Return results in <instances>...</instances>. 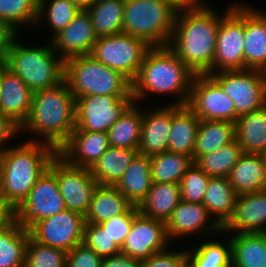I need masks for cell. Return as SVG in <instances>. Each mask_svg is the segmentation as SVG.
Segmentation results:
<instances>
[{
    "label": "cell",
    "mask_w": 266,
    "mask_h": 267,
    "mask_svg": "<svg viewBox=\"0 0 266 267\" xmlns=\"http://www.w3.org/2000/svg\"><path fill=\"white\" fill-rule=\"evenodd\" d=\"M220 21L208 5L177 11L167 46L194 74H207L213 67Z\"/></svg>",
    "instance_id": "cell-1"
},
{
    "label": "cell",
    "mask_w": 266,
    "mask_h": 267,
    "mask_svg": "<svg viewBox=\"0 0 266 267\" xmlns=\"http://www.w3.org/2000/svg\"><path fill=\"white\" fill-rule=\"evenodd\" d=\"M75 113L76 98L63 81L56 87L33 93L30 113L20 127V133L27 131L41 136L39 142L42 139L41 142L58 151L70 139L76 127Z\"/></svg>",
    "instance_id": "cell-2"
},
{
    "label": "cell",
    "mask_w": 266,
    "mask_h": 267,
    "mask_svg": "<svg viewBox=\"0 0 266 267\" xmlns=\"http://www.w3.org/2000/svg\"><path fill=\"white\" fill-rule=\"evenodd\" d=\"M195 74L168 47H151L136 78L132 81L134 102L140 103L149 93L173 94L179 98L169 105H187Z\"/></svg>",
    "instance_id": "cell-3"
},
{
    "label": "cell",
    "mask_w": 266,
    "mask_h": 267,
    "mask_svg": "<svg viewBox=\"0 0 266 267\" xmlns=\"http://www.w3.org/2000/svg\"><path fill=\"white\" fill-rule=\"evenodd\" d=\"M27 140L2 151L0 189L16 210L27 198L38 178L48 169L58 151L38 139Z\"/></svg>",
    "instance_id": "cell-4"
},
{
    "label": "cell",
    "mask_w": 266,
    "mask_h": 267,
    "mask_svg": "<svg viewBox=\"0 0 266 267\" xmlns=\"http://www.w3.org/2000/svg\"><path fill=\"white\" fill-rule=\"evenodd\" d=\"M15 36L5 66L16 74L33 92L50 89L64 81V60L57 56L50 41L44 46L22 45Z\"/></svg>",
    "instance_id": "cell-5"
},
{
    "label": "cell",
    "mask_w": 266,
    "mask_h": 267,
    "mask_svg": "<svg viewBox=\"0 0 266 267\" xmlns=\"http://www.w3.org/2000/svg\"><path fill=\"white\" fill-rule=\"evenodd\" d=\"M64 81L77 99L81 96H132V82L91 55L64 61Z\"/></svg>",
    "instance_id": "cell-6"
},
{
    "label": "cell",
    "mask_w": 266,
    "mask_h": 267,
    "mask_svg": "<svg viewBox=\"0 0 266 267\" xmlns=\"http://www.w3.org/2000/svg\"><path fill=\"white\" fill-rule=\"evenodd\" d=\"M122 33L144 40L151 47L167 46L177 10L162 0H124Z\"/></svg>",
    "instance_id": "cell-7"
},
{
    "label": "cell",
    "mask_w": 266,
    "mask_h": 267,
    "mask_svg": "<svg viewBox=\"0 0 266 267\" xmlns=\"http://www.w3.org/2000/svg\"><path fill=\"white\" fill-rule=\"evenodd\" d=\"M245 5L235 3L221 16L212 69L207 75L223 70H244Z\"/></svg>",
    "instance_id": "cell-8"
},
{
    "label": "cell",
    "mask_w": 266,
    "mask_h": 267,
    "mask_svg": "<svg viewBox=\"0 0 266 267\" xmlns=\"http://www.w3.org/2000/svg\"><path fill=\"white\" fill-rule=\"evenodd\" d=\"M150 48L144 40L120 33L97 38L90 55L132 82Z\"/></svg>",
    "instance_id": "cell-9"
},
{
    "label": "cell",
    "mask_w": 266,
    "mask_h": 267,
    "mask_svg": "<svg viewBox=\"0 0 266 267\" xmlns=\"http://www.w3.org/2000/svg\"><path fill=\"white\" fill-rule=\"evenodd\" d=\"M210 76L234 102L238 116L258 110L266 104V76L263 71L223 70Z\"/></svg>",
    "instance_id": "cell-10"
},
{
    "label": "cell",
    "mask_w": 266,
    "mask_h": 267,
    "mask_svg": "<svg viewBox=\"0 0 266 267\" xmlns=\"http://www.w3.org/2000/svg\"><path fill=\"white\" fill-rule=\"evenodd\" d=\"M48 168L57 178L66 209L85 216L90 201L100 186V183L92 177L90 169L72 166L58 153Z\"/></svg>",
    "instance_id": "cell-11"
},
{
    "label": "cell",
    "mask_w": 266,
    "mask_h": 267,
    "mask_svg": "<svg viewBox=\"0 0 266 267\" xmlns=\"http://www.w3.org/2000/svg\"><path fill=\"white\" fill-rule=\"evenodd\" d=\"M66 210L57 178L48 168L38 178L27 198L15 210V219L27 230L36 222Z\"/></svg>",
    "instance_id": "cell-12"
},
{
    "label": "cell",
    "mask_w": 266,
    "mask_h": 267,
    "mask_svg": "<svg viewBox=\"0 0 266 267\" xmlns=\"http://www.w3.org/2000/svg\"><path fill=\"white\" fill-rule=\"evenodd\" d=\"M187 106L200 120L235 123L239 117L236 114L234 102L207 74H195Z\"/></svg>",
    "instance_id": "cell-13"
},
{
    "label": "cell",
    "mask_w": 266,
    "mask_h": 267,
    "mask_svg": "<svg viewBox=\"0 0 266 267\" xmlns=\"http://www.w3.org/2000/svg\"><path fill=\"white\" fill-rule=\"evenodd\" d=\"M133 102V96L87 95L78 97L75 129L107 133Z\"/></svg>",
    "instance_id": "cell-14"
},
{
    "label": "cell",
    "mask_w": 266,
    "mask_h": 267,
    "mask_svg": "<svg viewBox=\"0 0 266 267\" xmlns=\"http://www.w3.org/2000/svg\"><path fill=\"white\" fill-rule=\"evenodd\" d=\"M84 225L83 214L66 209L36 222L28 231L34 241L69 252L83 242Z\"/></svg>",
    "instance_id": "cell-15"
},
{
    "label": "cell",
    "mask_w": 266,
    "mask_h": 267,
    "mask_svg": "<svg viewBox=\"0 0 266 267\" xmlns=\"http://www.w3.org/2000/svg\"><path fill=\"white\" fill-rule=\"evenodd\" d=\"M169 243L166 222L139 213L133 220L121 253L141 261L166 251Z\"/></svg>",
    "instance_id": "cell-16"
},
{
    "label": "cell",
    "mask_w": 266,
    "mask_h": 267,
    "mask_svg": "<svg viewBox=\"0 0 266 267\" xmlns=\"http://www.w3.org/2000/svg\"><path fill=\"white\" fill-rule=\"evenodd\" d=\"M49 39L55 52H60L64 61L76 56L90 55L97 41L86 10H81L65 29Z\"/></svg>",
    "instance_id": "cell-17"
},
{
    "label": "cell",
    "mask_w": 266,
    "mask_h": 267,
    "mask_svg": "<svg viewBox=\"0 0 266 267\" xmlns=\"http://www.w3.org/2000/svg\"><path fill=\"white\" fill-rule=\"evenodd\" d=\"M212 219L203 203H188L181 200L166 221L168 238L171 242L172 238L190 237L194 233H201L202 237L203 233H222V228L214 220L211 221Z\"/></svg>",
    "instance_id": "cell-18"
},
{
    "label": "cell",
    "mask_w": 266,
    "mask_h": 267,
    "mask_svg": "<svg viewBox=\"0 0 266 267\" xmlns=\"http://www.w3.org/2000/svg\"><path fill=\"white\" fill-rule=\"evenodd\" d=\"M109 146L107 133L74 129L58 154L72 166L90 169Z\"/></svg>",
    "instance_id": "cell-19"
},
{
    "label": "cell",
    "mask_w": 266,
    "mask_h": 267,
    "mask_svg": "<svg viewBox=\"0 0 266 267\" xmlns=\"http://www.w3.org/2000/svg\"><path fill=\"white\" fill-rule=\"evenodd\" d=\"M266 233V190L238 195L232 218L222 228L230 233Z\"/></svg>",
    "instance_id": "cell-20"
},
{
    "label": "cell",
    "mask_w": 266,
    "mask_h": 267,
    "mask_svg": "<svg viewBox=\"0 0 266 267\" xmlns=\"http://www.w3.org/2000/svg\"><path fill=\"white\" fill-rule=\"evenodd\" d=\"M172 105H163L150 111H143V123L138 154L147 157L168 151L171 130Z\"/></svg>",
    "instance_id": "cell-21"
},
{
    "label": "cell",
    "mask_w": 266,
    "mask_h": 267,
    "mask_svg": "<svg viewBox=\"0 0 266 267\" xmlns=\"http://www.w3.org/2000/svg\"><path fill=\"white\" fill-rule=\"evenodd\" d=\"M0 112L21 127L27 120L33 91L2 64Z\"/></svg>",
    "instance_id": "cell-22"
},
{
    "label": "cell",
    "mask_w": 266,
    "mask_h": 267,
    "mask_svg": "<svg viewBox=\"0 0 266 267\" xmlns=\"http://www.w3.org/2000/svg\"><path fill=\"white\" fill-rule=\"evenodd\" d=\"M245 69L266 70V12L245 5Z\"/></svg>",
    "instance_id": "cell-23"
},
{
    "label": "cell",
    "mask_w": 266,
    "mask_h": 267,
    "mask_svg": "<svg viewBox=\"0 0 266 267\" xmlns=\"http://www.w3.org/2000/svg\"><path fill=\"white\" fill-rule=\"evenodd\" d=\"M228 179L237 195L266 190V168L261 155L243 153Z\"/></svg>",
    "instance_id": "cell-24"
},
{
    "label": "cell",
    "mask_w": 266,
    "mask_h": 267,
    "mask_svg": "<svg viewBox=\"0 0 266 267\" xmlns=\"http://www.w3.org/2000/svg\"><path fill=\"white\" fill-rule=\"evenodd\" d=\"M199 123L200 119L187 105H172L168 151L182 153L193 158Z\"/></svg>",
    "instance_id": "cell-25"
},
{
    "label": "cell",
    "mask_w": 266,
    "mask_h": 267,
    "mask_svg": "<svg viewBox=\"0 0 266 267\" xmlns=\"http://www.w3.org/2000/svg\"><path fill=\"white\" fill-rule=\"evenodd\" d=\"M237 196L228 178L210 177L203 205L221 228L232 218Z\"/></svg>",
    "instance_id": "cell-26"
},
{
    "label": "cell",
    "mask_w": 266,
    "mask_h": 267,
    "mask_svg": "<svg viewBox=\"0 0 266 267\" xmlns=\"http://www.w3.org/2000/svg\"><path fill=\"white\" fill-rule=\"evenodd\" d=\"M150 158L137 154L115 187L135 206L146 198L152 186Z\"/></svg>",
    "instance_id": "cell-27"
},
{
    "label": "cell",
    "mask_w": 266,
    "mask_h": 267,
    "mask_svg": "<svg viewBox=\"0 0 266 267\" xmlns=\"http://www.w3.org/2000/svg\"><path fill=\"white\" fill-rule=\"evenodd\" d=\"M181 200L180 184L153 182L138 209L146 217L166 222Z\"/></svg>",
    "instance_id": "cell-28"
},
{
    "label": "cell",
    "mask_w": 266,
    "mask_h": 267,
    "mask_svg": "<svg viewBox=\"0 0 266 267\" xmlns=\"http://www.w3.org/2000/svg\"><path fill=\"white\" fill-rule=\"evenodd\" d=\"M235 140L244 153L260 154L266 148V104L239 116L235 121Z\"/></svg>",
    "instance_id": "cell-29"
},
{
    "label": "cell",
    "mask_w": 266,
    "mask_h": 267,
    "mask_svg": "<svg viewBox=\"0 0 266 267\" xmlns=\"http://www.w3.org/2000/svg\"><path fill=\"white\" fill-rule=\"evenodd\" d=\"M132 206L115 186L100 185L90 201L85 222L103 223L114 216L126 213Z\"/></svg>",
    "instance_id": "cell-30"
},
{
    "label": "cell",
    "mask_w": 266,
    "mask_h": 267,
    "mask_svg": "<svg viewBox=\"0 0 266 267\" xmlns=\"http://www.w3.org/2000/svg\"><path fill=\"white\" fill-rule=\"evenodd\" d=\"M232 267H266V233H234Z\"/></svg>",
    "instance_id": "cell-31"
},
{
    "label": "cell",
    "mask_w": 266,
    "mask_h": 267,
    "mask_svg": "<svg viewBox=\"0 0 266 267\" xmlns=\"http://www.w3.org/2000/svg\"><path fill=\"white\" fill-rule=\"evenodd\" d=\"M133 102L119 119L109 128L111 147L138 150L143 123V110Z\"/></svg>",
    "instance_id": "cell-32"
},
{
    "label": "cell",
    "mask_w": 266,
    "mask_h": 267,
    "mask_svg": "<svg viewBox=\"0 0 266 267\" xmlns=\"http://www.w3.org/2000/svg\"><path fill=\"white\" fill-rule=\"evenodd\" d=\"M137 154V150L109 146L90 168L91 175L100 185L115 186Z\"/></svg>",
    "instance_id": "cell-33"
},
{
    "label": "cell",
    "mask_w": 266,
    "mask_h": 267,
    "mask_svg": "<svg viewBox=\"0 0 266 267\" xmlns=\"http://www.w3.org/2000/svg\"><path fill=\"white\" fill-rule=\"evenodd\" d=\"M124 0H94L86 9L97 38L122 33Z\"/></svg>",
    "instance_id": "cell-34"
},
{
    "label": "cell",
    "mask_w": 266,
    "mask_h": 267,
    "mask_svg": "<svg viewBox=\"0 0 266 267\" xmlns=\"http://www.w3.org/2000/svg\"><path fill=\"white\" fill-rule=\"evenodd\" d=\"M29 236L16 219L0 227V267H24Z\"/></svg>",
    "instance_id": "cell-35"
},
{
    "label": "cell",
    "mask_w": 266,
    "mask_h": 267,
    "mask_svg": "<svg viewBox=\"0 0 266 267\" xmlns=\"http://www.w3.org/2000/svg\"><path fill=\"white\" fill-rule=\"evenodd\" d=\"M235 123L228 121L200 120L193 152L196 157L214 152L215 150L235 141Z\"/></svg>",
    "instance_id": "cell-36"
},
{
    "label": "cell",
    "mask_w": 266,
    "mask_h": 267,
    "mask_svg": "<svg viewBox=\"0 0 266 267\" xmlns=\"http://www.w3.org/2000/svg\"><path fill=\"white\" fill-rule=\"evenodd\" d=\"M149 158L152 182L157 183L180 184L182 177L194 163L191 156L170 151Z\"/></svg>",
    "instance_id": "cell-37"
},
{
    "label": "cell",
    "mask_w": 266,
    "mask_h": 267,
    "mask_svg": "<svg viewBox=\"0 0 266 267\" xmlns=\"http://www.w3.org/2000/svg\"><path fill=\"white\" fill-rule=\"evenodd\" d=\"M243 153L242 147L235 140L212 153L196 157L194 163L210 177L228 178Z\"/></svg>",
    "instance_id": "cell-38"
},
{
    "label": "cell",
    "mask_w": 266,
    "mask_h": 267,
    "mask_svg": "<svg viewBox=\"0 0 266 267\" xmlns=\"http://www.w3.org/2000/svg\"><path fill=\"white\" fill-rule=\"evenodd\" d=\"M187 258L195 267H232L231 241L225 244L217 241H205L196 249L186 250Z\"/></svg>",
    "instance_id": "cell-39"
},
{
    "label": "cell",
    "mask_w": 266,
    "mask_h": 267,
    "mask_svg": "<svg viewBox=\"0 0 266 267\" xmlns=\"http://www.w3.org/2000/svg\"><path fill=\"white\" fill-rule=\"evenodd\" d=\"M81 10L70 0H39L37 25L41 18L47 19L48 27H51L55 36L65 29Z\"/></svg>",
    "instance_id": "cell-40"
},
{
    "label": "cell",
    "mask_w": 266,
    "mask_h": 267,
    "mask_svg": "<svg viewBox=\"0 0 266 267\" xmlns=\"http://www.w3.org/2000/svg\"><path fill=\"white\" fill-rule=\"evenodd\" d=\"M38 6L39 0H0V21L20 34L19 28L23 24L30 27L37 24Z\"/></svg>",
    "instance_id": "cell-41"
},
{
    "label": "cell",
    "mask_w": 266,
    "mask_h": 267,
    "mask_svg": "<svg viewBox=\"0 0 266 267\" xmlns=\"http://www.w3.org/2000/svg\"><path fill=\"white\" fill-rule=\"evenodd\" d=\"M66 258L64 250L36 242L29 236L24 267H65Z\"/></svg>",
    "instance_id": "cell-42"
},
{
    "label": "cell",
    "mask_w": 266,
    "mask_h": 267,
    "mask_svg": "<svg viewBox=\"0 0 266 267\" xmlns=\"http://www.w3.org/2000/svg\"><path fill=\"white\" fill-rule=\"evenodd\" d=\"M209 180L210 176L193 163L180 181L182 200L188 203H203Z\"/></svg>",
    "instance_id": "cell-43"
},
{
    "label": "cell",
    "mask_w": 266,
    "mask_h": 267,
    "mask_svg": "<svg viewBox=\"0 0 266 267\" xmlns=\"http://www.w3.org/2000/svg\"><path fill=\"white\" fill-rule=\"evenodd\" d=\"M82 243L93 249L101 258L116 255L121 252V248L117 243L111 240L98 224L85 222Z\"/></svg>",
    "instance_id": "cell-44"
},
{
    "label": "cell",
    "mask_w": 266,
    "mask_h": 267,
    "mask_svg": "<svg viewBox=\"0 0 266 267\" xmlns=\"http://www.w3.org/2000/svg\"><path fill=\"white\" fill-rule=\"evenodd\" d=\"M139 213L138 206L133 205L126 213L114 216L98 225L121 248L130 233L134 218Z\"/></svg>",
    "instance_id": "cell-45"
},
{
    "label": "cell",
    "mask_w": 266,
    "mask_h": 267,
    "mask_svg": "<svg viewBox=\"0 0 266 267\" xmlns=\"http://www.w3.org/2000/svg\"><path fill=\"white\" fill-rule=\"evenodd\" d=\"M103 258L84 243L67 252L65 267H102Z\"/></svg>",
    "instance_id": "cell-46"
},
{
    "label": "cell",
    "mask_w": 266,
    "mask_h": 267,
    "mask_svg": "<svg viewBox=\"0 0 266 267\" xmlns=\"http://www.w3.org/2000/svg\"><path fill=\"white\" fill-rule=\"evenodd\" d=\"M187 259L186 250L173 251L167 249L148 259L141 260L140 267H182Z\"/></svg>",
    "instance_id": "cell-47"
},
{
    "label": "cell",
    "mask_w": 266,
    "mask_h": 267,
    "mask_svg": "<svg viewBox=\"0 0 266 267\" xmlns=\"http://www.w3.org/2000/svg\"><path fill=\"white\" fill-rule=\"evenodd\" d=\"M20 134V127L16 125L9 117L4 116L0 112V151L6 149L7 141ZM12 138V139H11Z\"/></svg>",
    "instance_id": "cell-48"
},
{
    "label": "cell",
    "mask_w": 266,
    "mask_h": 267,
    "mask_svg": "<svg viewBox=\"0 0 266 267\" xmlns=\"http://www.w3.org/2000/svg\"><path fill=\"white\" fill-rule=\"evenodd\" d=\"M17 34L7 23L0 21V64H5L9 47Z\"/></svg>",
    "instance_id": "cell-49"
},
{
    "label": "cell",
    "mask_w": 266,
    "mask_h": 267,
    "mask_svg": "<svg viewBox=\"0 0 266 267\" xmlns=\"http://www.w3.org/2000/svg\"><path fill=\"white\" fill-rule=\"evenodd\" d=\"M102 267H140V260L133 259L120 252L103 258Z\"/></svg>",
    "instance_id": "cell-50"
},
{
    "label": "cell",
    "mask_w": 266,
    "mask_h": 267,
    "mask_svg": "<svg viewBox=\"0 0 266 267\" xmlns=\"http://www.w3.org/2000/svg\"><path fill=\"white\" fill-rule=\"evenodd\" d=\"M15 220V209L7 202L0 189V227Z\"/></svg>",
    "instance_id": "cell-51"
},
{
    "label": "cell",
    "mask_w": 266,
    "mask_h": 267,
    "mask_svg": "<svg viewBox=\"0 0 266 267\" xmlns=\"http://www.w3.org/2000/svg\"><path fill=\"white\" fill-rule=\"evenodd\" d=\"M172 5L177 11L190 7L184 0H162Z\"/></svg>",
    "instance_id": "cell-52"
},
{
    "label": "cell",
    "mask_w": 266,
    "mask_h": 267,
    "mask_svg": "<svg viewBox=\"0 0 266 267\" xmlns=\"http://www.w3.org/2000/svg\"><path fill=\"white\" fill-rule=\"evenodd\" d=\"M70 1L73 2L82 10H86L94 2V0H70Z\"/></svg>",
    "instance_id": "cell-53"
},
{
    "label": "cell",
    "mask_w": 266,
    "mask_h": 267,
    "mask_svg": "<svg viewBox=\"0 0 266 267\" xmlns=\"http://www.w3.org/2000/svg\"><path fill=\"white\" fill-rule=\"evenodd\" d=\"M190 7L191 6H206L202 0H184Z\"/></svg>",
    "instance_id": "cell-54"
},
{
    "label": "cell",
    "mask_w": 266,
    "mask_h": 267,
    "mask_svg": "<svg viewBox=\"0 0 266 267\" xmlns=\"http://www.w3.org/2000/svg\"><path fill=\"white\" fill-rule=\"evenodd\" d=\"M182 267H195L194 264L189 260L187 259L183 264H182Z\"/></svg>",
    "instance_id": "cell-55"
},
{
    "label": "cell",
    "mask_w": 266,
    "mask_h": 267,
    "mask_svg": "<svg viewBox=\"0 0 266 267\" xmlns=\"http://www.w3.org/2000/svg\"><path fill=\"white\" fill-rule=\"evenodd\" d=\"M263 161H264V165H265V168H266V148L260 153Z\"/></svg>",
    "instance_id": "cell-56"
},
{
    "label": "cell",
    "mask_w": 266,
    "mask_h": 267,
    "mask_svg": "<svg viewBox=\"0 0 266 267\" xmlns=\"http://www.w3.org/2000/svg\"><path fill=\"white\" fill-rule=\"evenodd\" d=\"M1 76H2V64H0V99H1V95H2Z\"/></svg>",
    "instance_id": "cell-57"
},
{
    "label": "cell",
    "mask_w": 266,
    "mask_h": 267,
    "mask_svg": "<svg viewBox=\"0 0 266 267\" xmlns=\"http://www.w3.org/2000/svg\"><path fill=\"white\" fill-rule=\"evenodd\" d=\"M1 161H2V152L0 151V185H1V177H2Z\"/></svg>",
    "instance_id": "cell-58"
}]
</instances>
